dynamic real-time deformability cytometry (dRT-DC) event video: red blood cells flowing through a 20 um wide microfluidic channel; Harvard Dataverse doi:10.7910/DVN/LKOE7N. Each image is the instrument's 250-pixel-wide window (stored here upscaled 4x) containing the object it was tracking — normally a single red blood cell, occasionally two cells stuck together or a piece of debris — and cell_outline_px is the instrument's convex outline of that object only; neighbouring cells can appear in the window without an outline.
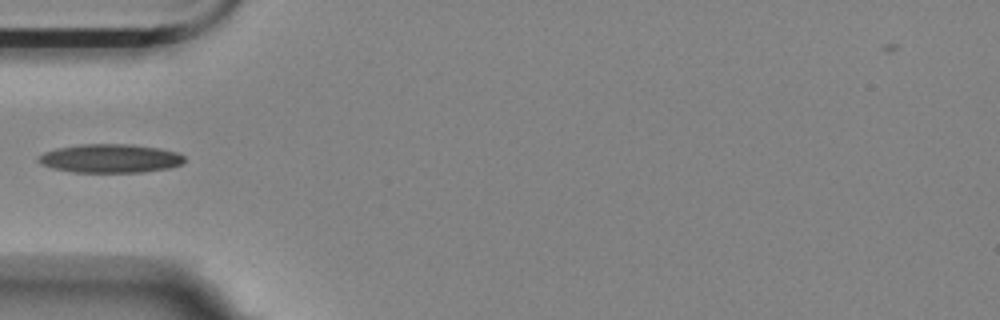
{"species": "Egyptian fruit bat (a non-hibernating species)", "species_latin": "Rousettus aegyptiacus", "temperature_condition": "room temperature", "stored_images_in_passage": 14, "camera_frame_rate_fps": 3000, "um_per_image_px": 0.085, "animal": {"sex": "female"}, "frame": {"image": 1, "passage_image": 1, "time_ms": 0.0, "image_size_px": [1000, 320], "cell_outline_px": [[184, 164], [168, 168], [144, 172], [72, 172], [52, 168], [40, 164], [36, 160], [44, 152], [56, 148], [80, 144], [128, 144], [156, 148], [176, 152], [184, 156]], "centroid_in_image_um": [9.34, 13.47], "position_along_channel_um": 75.7, "area_um2": 24.39}}
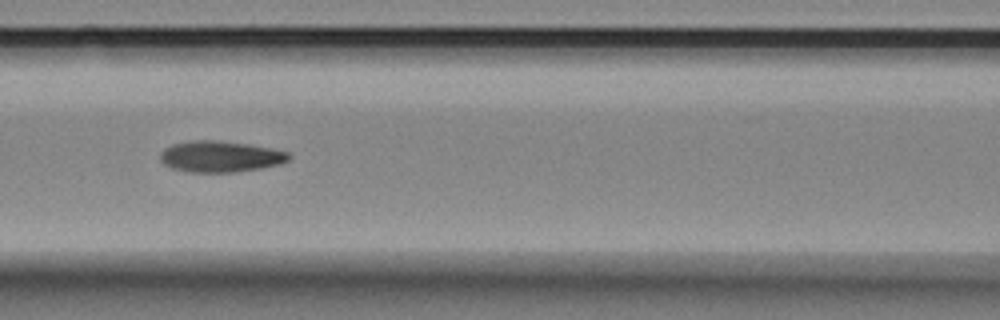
{"frame": {"image": 2, "passage_image": 7, "time_ms": 2.0, "image_size_px": [1000, 320], "cell_outline_px": [[292, 156], [288, 160], [280, 164], [260, 168], [232, 172], [188, 172], [172, 168], [164, 164], [160, 160], [160, 152], [164, 148], [172, 144], [192, 140], [216, 140], [248, 144], [272, 148], [288, 152]], "centroid_in_image_um": [18.71, 13.3], "position_along_channel_um": 147.9, "area_um2": 23.41}}
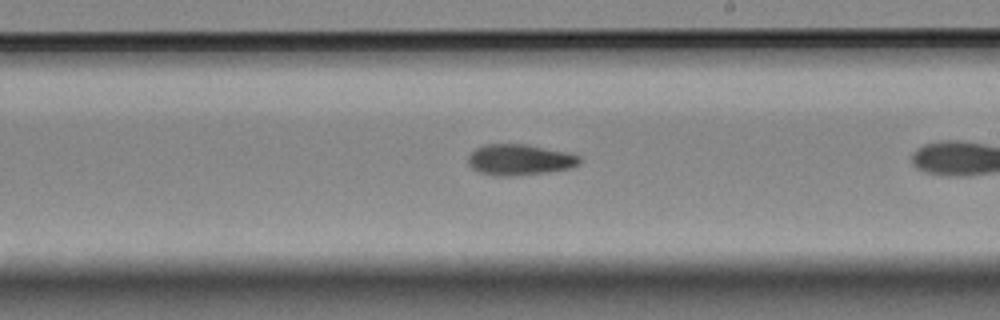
{"frame": {"image": 3, "passage_image": 12, "time_ms": 3.667, "image_size_px": [1000, 320], "cell_outline_px": [[580, 164], [568, 168], [548, 172], [512, 176], [492, 176], [480, 172], [472, 168], [468, 164], [468, 156], [476, 148], [484, 144], [524, 144], [568, 152], [580, 156]], "centroid_in_image_um": [44.15, 13.58], "position_along_channel_um": 244.9, "area_um2": 20.11}}